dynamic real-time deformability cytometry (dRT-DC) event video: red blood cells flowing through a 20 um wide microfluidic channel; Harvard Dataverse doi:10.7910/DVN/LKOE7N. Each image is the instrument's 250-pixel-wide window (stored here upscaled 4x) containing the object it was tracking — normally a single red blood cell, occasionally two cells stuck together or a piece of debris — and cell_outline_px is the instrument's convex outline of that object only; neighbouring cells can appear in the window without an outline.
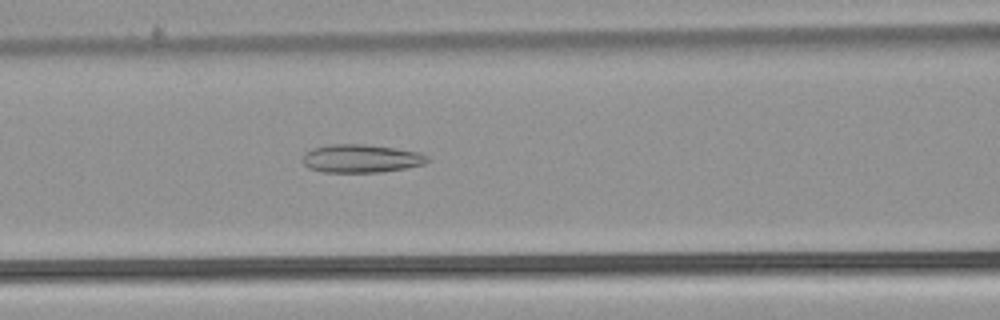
{"species": "common noctule bat (a hibernating species)", "species_latin": "Nyctalus noctula", "temperature_condition": "warm", "stored_images_in_passage": 51, "camera_frame_rate_fps": 3000, "um_per_image_px": 0.085, "animal": {"sex": "male", "body_mass_g": 21.5, "forearm_length_mm": 52.0}, "frame": {"image": 1, "passage_image": 22, "time_ms": 7.0, "image_size_px": [1000, 320], "cell_outline_px": [[432, 160], [424, 164], [404, 168], [380, 172], [324, 172], [308, 168], [300, 160], [304, 152], [312, 148], [332, 144], [364, 144], [392, 148], [416, 152], [428, 156]], "centroid_in_image_um": [30.64, 13.47], "position_along_channel_um": 136.0, "area_um2": 20.52}}
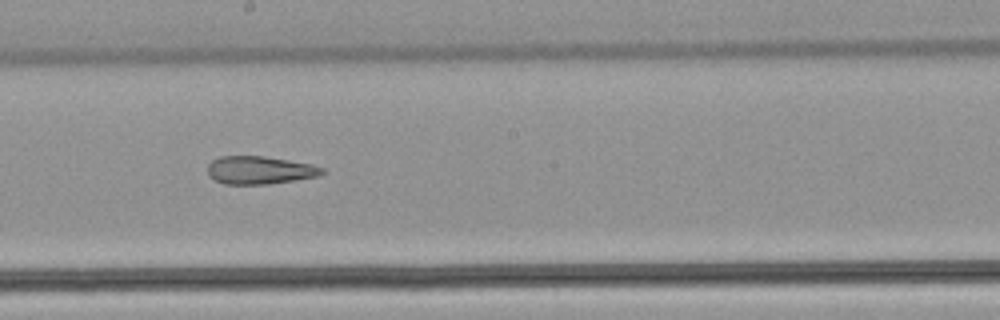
{"frame": {"image": 2, "passage_image": 29, "time_ms": 9.333, "image_size_px": [1000, 320], "cell_outline_px": [[324, 172], [316, 176], [268, 184], [224, 184], [212, 180], [208, 176], [208, 164], [212, 160], [220, 156], [264, 156], [312, 164], [324, 168]], "centroid_in_image_um": [22.01, 14.46], "position_along_channel_um": 226.2, "area_um2": 18.61}}
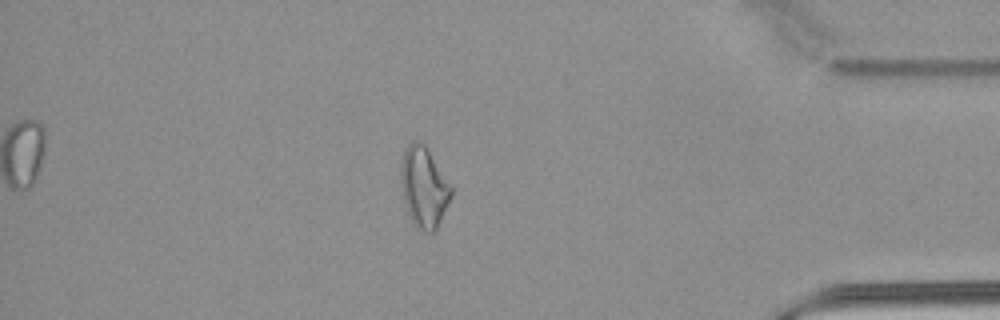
{"frame": {"image": 3, "passage_image": 45, "time_ms": 14.667, "image_size_px": [1000, 320], "cell_outline_px": [[452, 196], [436, 228], [432, 232], [424, 232], [416, 228], [412, 224], [404, 200], [400, 180], [400, 164], [404, 148], [412, 140], [420, 140], [424, 144], [452, 188]], "centroid_in_image_um": [35.99, 15.9], "position_along_channel_um": 399.2, "area_um2": 23.52}, "authors_computed_cell_mechanics": {"area_um2": 23.5246, "velocity_mm_per_s": 3.8746, "shape_relaxation_time_tau1_ms": null, "shape_relaxation_time_tau2_ms": 4.2015, "deformation_change_tau1": null, "deformation_change_tau2": 0.152}}